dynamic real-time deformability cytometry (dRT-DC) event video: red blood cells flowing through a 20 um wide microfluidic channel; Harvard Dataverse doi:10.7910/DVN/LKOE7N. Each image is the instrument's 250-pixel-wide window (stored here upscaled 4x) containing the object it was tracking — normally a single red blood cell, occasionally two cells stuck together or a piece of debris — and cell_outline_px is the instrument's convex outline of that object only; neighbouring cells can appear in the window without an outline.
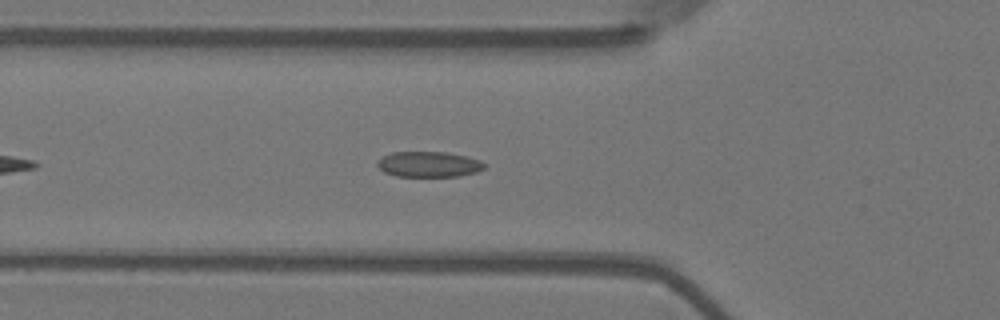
{"species": "Egyptian fruit bat (a non-hibernating species)", "species_latin": "Rousettus aegyptiacus", "temperature_condition": "warm", "stored_images_in_passage": 41, "camera_frame_rate_fps": 3000, "um_per_image_px": 0.085, "animal": {"sex": "female"}, "frame": {"image": 1, "passage_image": 8, "time_ms": 2.333, "image_size_px": [1000, 320], "cell_outline_px": [[484, 168], [476, 172], [456, 176], [396, 176], [384, 172], [376, 164], [384, 156], [392, 152], [444, 152], [468, 156], [480, 160], [484, 164]], "centroid_in_image_um": [36.45, 13.96], "position_along_channel_um": 89.3, "area_um2": 15.72}}
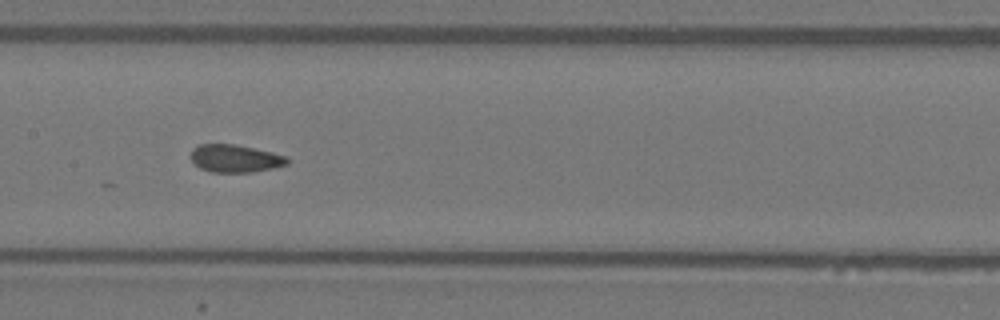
{"frame": {"image": 2, "passage_image": 16, "time_ms": 5.0, "image_size_px": [1000, 320], "cell_outline_px": [[288, 164], [272, 168], [252, 172], [212, 172], [200, 168], [192, 160], [192, 148], [200, 144], [236, 144], [272, 152], [288, 156]], "centroid_in_image_um": [20.01, 13.46], "position_along_channel_um": 187.4, "area_um2": 15.49}}
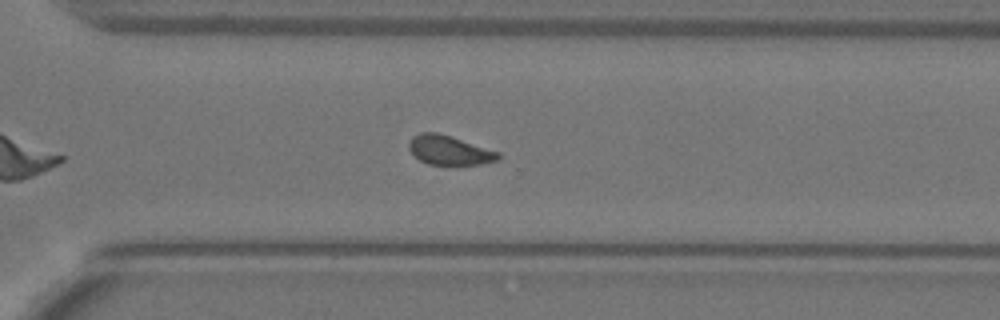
{"frame": {"image": 3, "passage_image": 28, "time_ms": 9.0, "image_size_px": [1000, 320], "cell_outline_px": [[500, 156], [496, 160], [480, 164], [428, 164], [420, 160], [408, 148], [408, 140], [412, 136], [420, 132], [440, 132], [500, 152]], "centroid_in_image_um": [38.16, 12.74], "position_along_channel_um": 332.4, "area_um2": 15.26}, "authors_computed_cell_mechanics": {"area_um2": 15.6638, "velocity_mm_per_s": 3.6558, "shape_relaxation_time_tau1_ms": null, "shape_relaxation_time_tau2_ms": 1.1821, "deformation_change_tau1": null, "deformation_change_tau2": 0.0685}}